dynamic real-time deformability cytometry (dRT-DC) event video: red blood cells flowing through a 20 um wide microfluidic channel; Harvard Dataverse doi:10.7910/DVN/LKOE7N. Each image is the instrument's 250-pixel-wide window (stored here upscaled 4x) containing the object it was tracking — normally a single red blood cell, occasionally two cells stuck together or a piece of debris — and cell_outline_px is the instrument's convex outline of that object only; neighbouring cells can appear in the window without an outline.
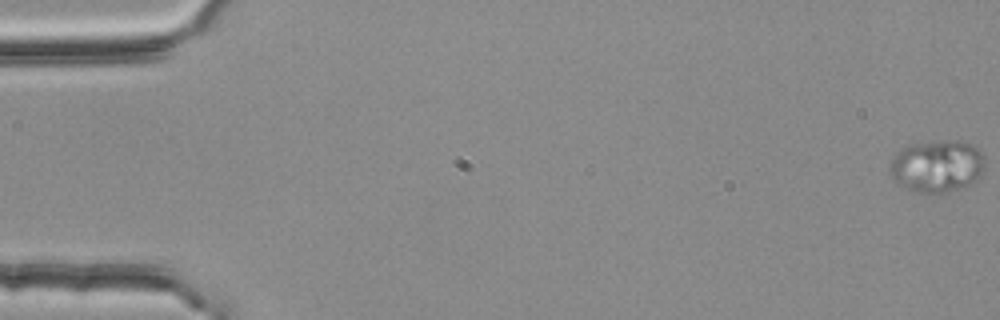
{"species": "common noctule bat (a hibernating species)", "species_latin": "Nyctalus noctula", "temperature_condition": "room temperature", "stored_images_in_passage": 4, "camera_frame_rate_fps": 3000, "um_per_image_px": 0.085, "animal": {"sex": "female", "body_mass_g": 25.1}, "frame": {"image": 1, "passage_image": 1, "time_ms": 0.0, "image_size_px": [1000, 320], "cell_outline_px": [[984, 164], [980, 176], [976, 180], [960, 188], [944, 192], [916, 192], [896, 184], [892, 180], [888, 168], [892, 156], [900, 148], [908, 144], [948, 140], [956, 140], [972, 144], [984, 156]], "centroid_in_image_um": [79.58, 14.1], "position_along_channel_um": 5.4, "area_um2": 29.13}}
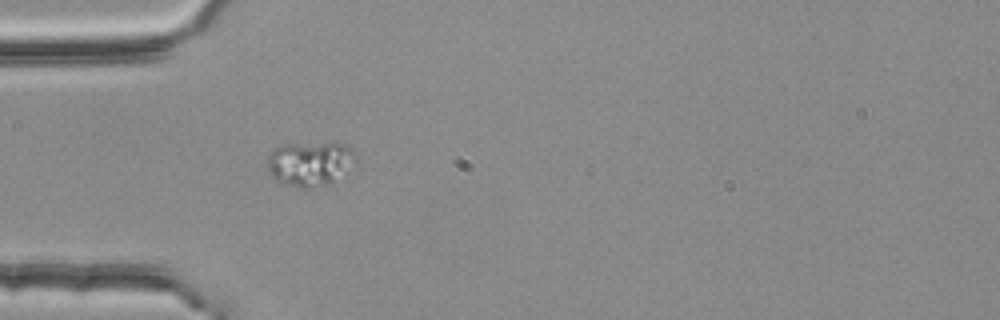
{"frame": {"image": 2, "passage_image": 4, "time_ms": 1.0, "image_size_px": [1000, 320], "cell_outline_px": [[360, 156], [356, 160], [328, 184], [308, 188], [300, 188], [276, 180], [272, 176], [268, 168], [268, 156], [276, 148], [284, 144], [348, 144]], "centroid_in_image_um": [26.36, 13.89], "position_along_channel_um": 58.6, "area_um2": 22.31}}